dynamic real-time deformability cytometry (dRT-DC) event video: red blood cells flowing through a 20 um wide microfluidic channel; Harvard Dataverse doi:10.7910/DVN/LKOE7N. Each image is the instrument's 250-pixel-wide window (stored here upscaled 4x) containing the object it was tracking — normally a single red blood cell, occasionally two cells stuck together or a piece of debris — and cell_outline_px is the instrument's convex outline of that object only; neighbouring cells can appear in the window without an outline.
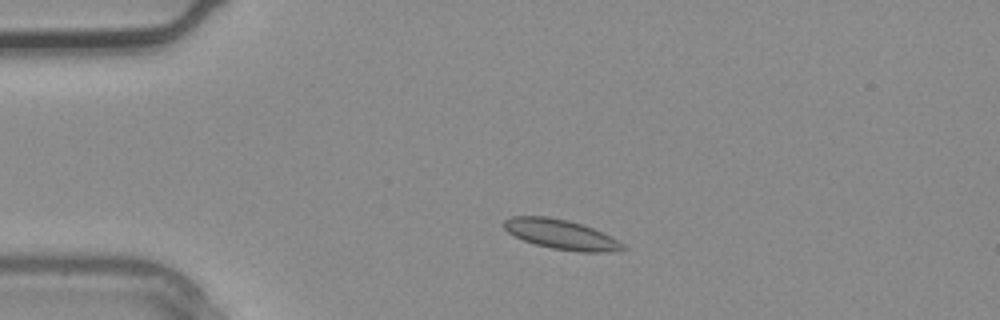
{"species": "common noctule bat (a hibernating species)", "species_latin": "Nyctalus noctula", "temperature_condition": "warm", "stored_images_in_passage": 1, "camera_frame_rate_fps": 3000, "um_per_image_px": 0.085, "animal": {"sex": "male", "body_mass_g": 20.4}, "frame": {"image": 1, "passage_image": 1, "time_ms": 0.0, "image_size_px": [1000, 320], "cell_outline_px": [[628, 248], [608, 252], [580, 252], [552, 248], [536, 244], [524, 240], [508, 232], [504, 228], [504, 220], [512, 216], [548, 216], [568, 220], [592, 228], [624, 244]], "centroid_in_image_um": [47.67, 19.92], "position_along_channel_um": 37.3, "area_um2": 20.23}}